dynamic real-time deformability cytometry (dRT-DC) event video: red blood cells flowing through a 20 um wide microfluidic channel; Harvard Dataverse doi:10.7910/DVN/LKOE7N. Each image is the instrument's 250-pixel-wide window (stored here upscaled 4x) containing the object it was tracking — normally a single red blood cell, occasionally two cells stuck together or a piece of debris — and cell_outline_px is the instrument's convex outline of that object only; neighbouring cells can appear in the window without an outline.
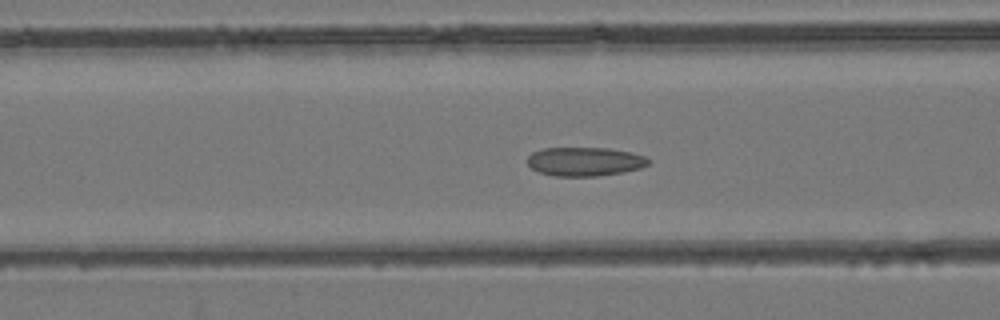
{"species": "common noctule bat (a hibernating species)", "species_latin": "Nyctalus noctula", "temperature_condition": "room temperature", "stored_images_in_passage": 44, "camera_frame_rate_fps": 3000, "um_per_image_px": 0.085, "animal": {"sex": "female", "body_mass_g": 24.6, "forearm_length_mm": 56.2}, "frame": {"image": 1, "passage_image": 14, "time_ms": 4.333, "image_size_px": [1000, 320], "cell_outline_px": [[652, 160], [648, 164], [640, 168], [624, 172], [596, 176], [552, 176], [540, 172], [532, 168], [528, 164], [528, 156], [532, 152], [544, 148], [608, 148], [632, 152], [644, 156]], "centroid_in_image_um": [49.72, 13.73], "position_along_channel_um": 116.9, "area_um2": 20.4}}
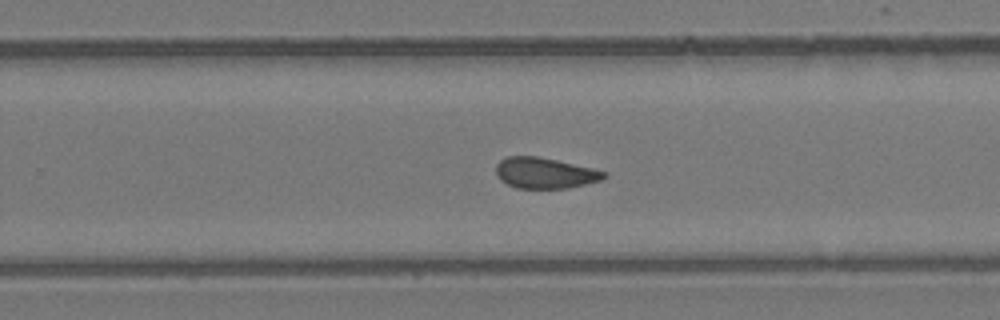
{"frame": {"image": 2, "passage_image": 26, "time_ms": 8.333, "image_size_px": [1000, 320], "cell_outline_px": [[608, 176], [600, 180], [568, 188], [516, 188], [500, 180], [496, 176], [496, 164], [500, 160], [508, 156], [536, 156], [556, 160], [592, 168], [604, 172]], "centroid_in_image_um": [46.27, 14.7], "position_along_channel_um": 283.5, "area_um2": 19.25}}
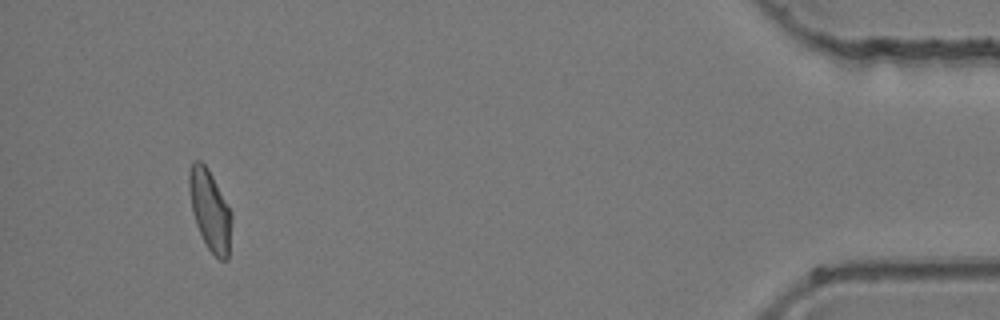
{"frame": {"image": 3, "passage_image": 41, "time_ms": 13.333, "image_size_px": [1000, 320], "cell_outline_px": [[232, 220], [228, 260], [220, 260], [208, 248], [196, 224], [192, 212], [188, 188], [188, 172], [192, 160], [200, 160], [208, 168], [232, 212]], "centroid_in_image_um": [17.84, 17.83], "position_along_channel_um": 417.4, "area_um2": 20.06}}